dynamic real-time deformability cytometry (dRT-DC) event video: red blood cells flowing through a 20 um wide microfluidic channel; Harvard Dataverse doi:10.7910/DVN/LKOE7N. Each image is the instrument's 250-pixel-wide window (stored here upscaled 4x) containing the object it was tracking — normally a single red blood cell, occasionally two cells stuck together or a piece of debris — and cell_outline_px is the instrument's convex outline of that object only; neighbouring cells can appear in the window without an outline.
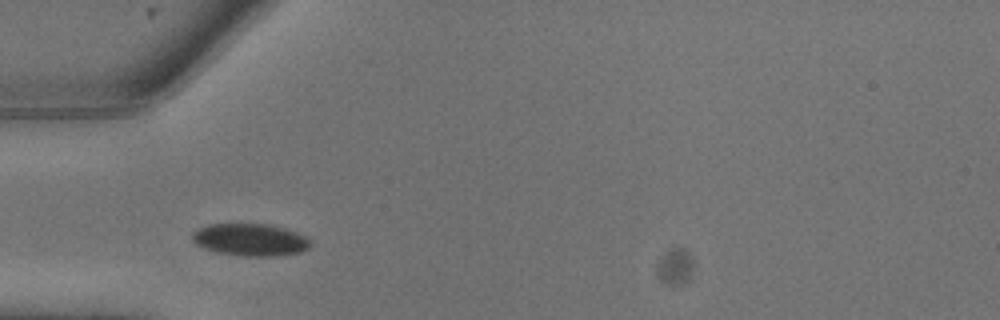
{"species": "common noctule bat (a hibernating species)", "species_latin": "Nyctalus noctula", "temperature_condition": "warm", "stored_images_in_passage": 5, "camera_frame_rate_fps": 3000, "um_per_image_px": 0.085, "animal": {"sex": "male", "body_mass_g": 13.3}, "frame": {"image": 1, "passage_image": 1, "time_ms": 0.0, "image_size_px": [1000, 320], "cell_outline_px": [[308, 248], [300, 252], [280, 256], [244, 256], [216, 252], [204, 248], [196, 244], [192, 240], [192, 232], [200, 228], [212, 224], [264, 224], [284, 228], [304, 236], [308, 240]], "centroid_in_image_um": [21.23, 20.39], "position_along_channel_um": 63.8, "area_um2": 21.91}}
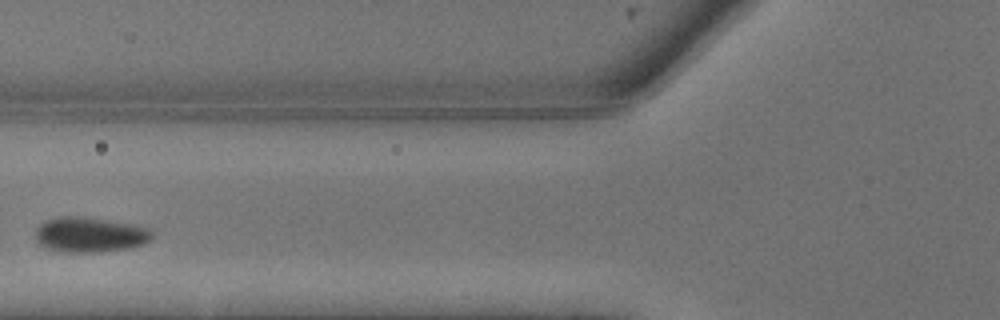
{"frame": {"image": 2, "passage_image": 3, "time_ms": 0.667, "image_size_px": [1000, 320], "cell_outline_px": [[152, 236], [144, 244], [132, 248], [96, 252], [64, 252], [48, 248], [40, 244], [36, 240], [36, 228], [40, 224], [48, 220], [60, 216], [84, 216], [132, 224], [148, 228], [152, 232]], "centroid_in_image_um": [7.64, 19.94], "position_along_channel_um": 118.2, "area_um2": 23.81}}